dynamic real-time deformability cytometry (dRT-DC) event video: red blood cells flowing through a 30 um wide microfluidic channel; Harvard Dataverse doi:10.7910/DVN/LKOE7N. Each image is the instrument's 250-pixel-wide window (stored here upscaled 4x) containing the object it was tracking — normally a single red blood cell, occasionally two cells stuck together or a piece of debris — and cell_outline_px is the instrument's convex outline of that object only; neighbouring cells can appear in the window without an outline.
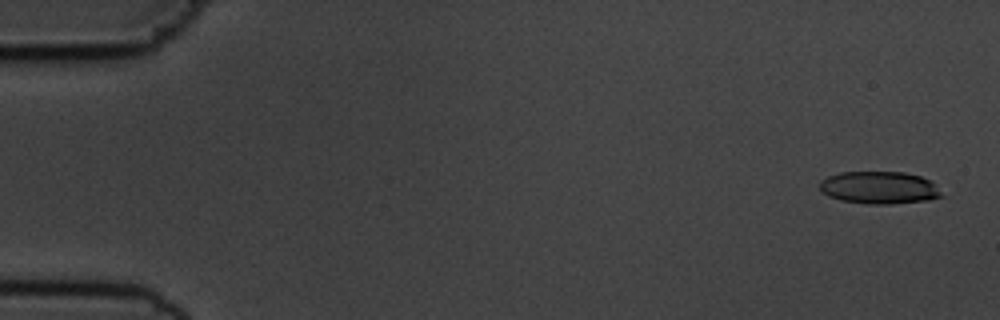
{"species": "common noctule bat (a hibernating species)", "species_latin": "Nyctalus noctula", "temperature_condition": "cold", "stored_images_in_passage": 5, "camera_frame_rate_fps": 3000, "um_per_image_px": 0.085, "animal": {"sex": "male", "body_mass_g": 19.5, "forearm_length_mm": 54.6}, "frame": {"image": 1, "passage_image": 1, "time_ms": 0.0, "image_size_px": [1000, 320], "cell_outline_px": [[944, 196], [928, 200], [892, 204], [868, 204], [840, 200], [828, 196], [820, 188], [820, 180], [828, 176], [840, 172], [904, 172], [920, 176], [928, 180]], "centroid_in_image_um": [74.7, 15.95], "position_along_channel_um": 10.3, "area_um2": 22.89}}
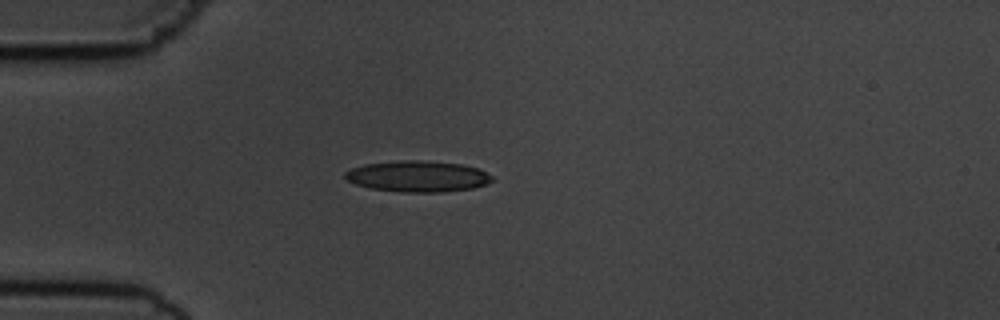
{"frame": {"image": 2, "passage_image": 4, "time_ms": 4.333, "image_size_px": [1000, 320], "cell_outline_px": [[492, 180], [484, 184], [472, 188], [444, 192], [404, 192], [368, 188], [356, 184], [348, 180], [344, 176], [344, 172], [352, 168], [364, 164], [400, 160], [420, 160], [460, 164], [476, 168], [492, 176]], "centroid_in_image_um": [35.45, 14.99], "position_along_channel_um": 49.5, "area_um2": 26.41}}